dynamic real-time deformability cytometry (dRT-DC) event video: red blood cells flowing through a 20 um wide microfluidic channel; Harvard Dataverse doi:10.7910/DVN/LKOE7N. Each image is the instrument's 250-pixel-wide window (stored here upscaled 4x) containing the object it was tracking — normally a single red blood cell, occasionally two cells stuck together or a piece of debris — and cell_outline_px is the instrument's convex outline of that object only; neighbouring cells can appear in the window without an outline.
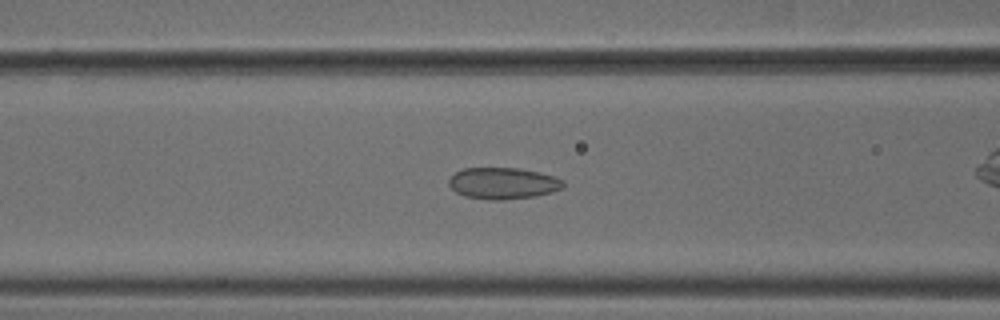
{"species": "common noctule bat (a hibernating species)", "species_latin": "Nyctalus noctula", "temperature_condition": "cold", "stored_images_in_passage": 54, "camera_frame_rate_fps": 3000, "um_per_image_px": 0.085, "animal": {"sex": "male", "body_mass_g": 18.8}, "frame": {"image": 1, "passage_image": 22, "time_ms": 7.0, "image_size_px": [1000, 320], "cell_outline_px": [[564, 188], [552, 192], [536, 196], [504, 200], [488, 200], [464, 196], [456, 192], [448, 184], [448, 180], [456, 172], [464, 168], [520, 168], [540, 172], [556, 176], [564, 180]], "centroid_in_image_um": [42.79, 15.58], "position_along_channel_um": 123.8, "area_um2": 21.27}}
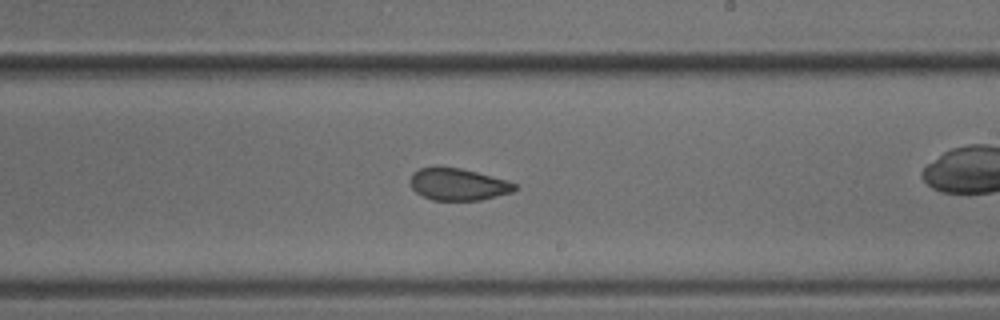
{"frame": {"image": 2, "passage_image": 32, "time_ms": 10.333, "image_size_px": [1000, 320], "cell_outline_px": [[520, 188], [512, 192], [480, 200], [432, 200], [416, 192], [412, 188], [408, 180], [412, 172], [420, 168], [436, 164], [460, 168], [508, 180], [516, 184]], "centroid_in_image_um": [38.9, 15.63], "position_along_channel_um": 250.1, "area_um2": 20.0}}
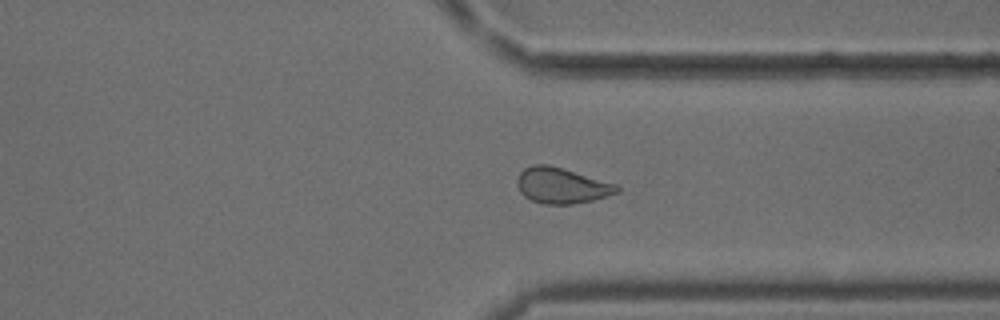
{"frame": {"image": 3, "passage_image": 41, "time_ms": 13.333, "image_size_px": [1000, 320], "cell_outline_px": [[620, 192], [608, 196], [592, 200], [572, 204], [544, 204], [532, 200], [524, 196], [520, 192], [516, 184], [516, 180], [520, 172], [524, 168], [532, 164], [548, 164], [616, 184], [620, 188]], "centroid_in_image_um": [47.71, 15.77], "position_along_channel_um": 363.7, "area_um2": 20.75}, "authors_computed_cell_mechanics": {"area_um2": 21.2704, "velocity_mm_per_s": 3.7754, "shape_relaxation_time_tau1_ms": null, "shape_relaxation_time_tau2_ms": 1.4702, "deformation_change_tau1": null, "deformation_change_tau2": 0.0682}}